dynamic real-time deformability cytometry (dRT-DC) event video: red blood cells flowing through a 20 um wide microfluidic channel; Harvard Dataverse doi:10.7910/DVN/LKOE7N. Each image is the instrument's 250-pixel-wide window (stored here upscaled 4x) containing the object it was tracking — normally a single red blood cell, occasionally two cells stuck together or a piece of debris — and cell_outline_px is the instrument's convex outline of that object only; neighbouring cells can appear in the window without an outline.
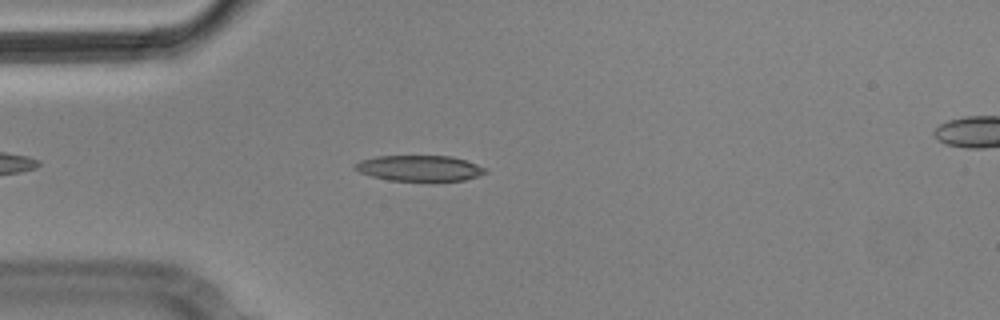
{"species": "Egyptian fruit bat (a non-hibernating species)", "species_latin": "Rousettus aegyptiacus", "temperature_condition": "cold", "stored_images_in_passage": 5, "camera_frame_rate_fps": 3000, "um_per_image_px": 0.085, "animal": {"sex": "male"}, "frame": {"image": 1, "passage_image": 4, "time_ms": 1.0, "image_size_px": [1000, 320], "cell_outline_px": [[488, 172], [480, 176], [464, 180], [436, 184], [388, 180], [372, 176], [360, 172], [352, 168], [352, 164], [360, 160], [376, 156], [452, 156], [488, 168]], "centroid_in_image_um": [35.69, 14.35], "position_along_channel_um": 49.3, "area_um2": 20.63}}